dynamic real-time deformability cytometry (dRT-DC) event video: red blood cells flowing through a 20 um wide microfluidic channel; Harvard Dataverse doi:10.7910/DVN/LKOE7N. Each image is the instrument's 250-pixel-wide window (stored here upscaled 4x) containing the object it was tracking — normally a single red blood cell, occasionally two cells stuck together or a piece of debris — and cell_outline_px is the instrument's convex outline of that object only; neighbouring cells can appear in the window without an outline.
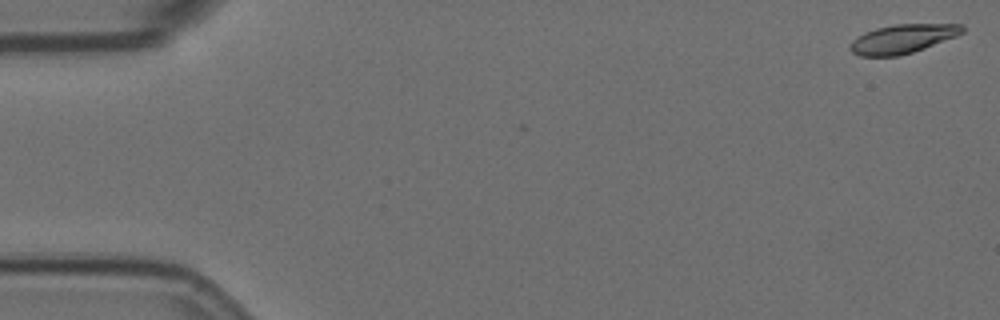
{"species": "Egyptian fruit bat (a non-hibernating species)", "species_latin": "Rousettus aegyptiacus", "temperature_condition": "room temperature", "stored_images_in_passage": 59, "camera_frame_rate_fps": 3000, "um_per_image_px": 0.085, "animal": {"sex": "female"}, "frame": {"image": 1, "passage_image": 2, "time_ms": 0.333, "image_size_px": [1000, 320], "cell_outline_px": [[964, 32], [956, 36], [924, 48], [900, 56], [860, 56], [852, 52], [848, 48], [852, 40], [856, 36], [864, 32], [876, 28], [896, 24], [964, 24]], "centroid_in_image_um": [76.69, 3.3], "position_along_channel_um": 8.3, "area_um2": 18.96}}
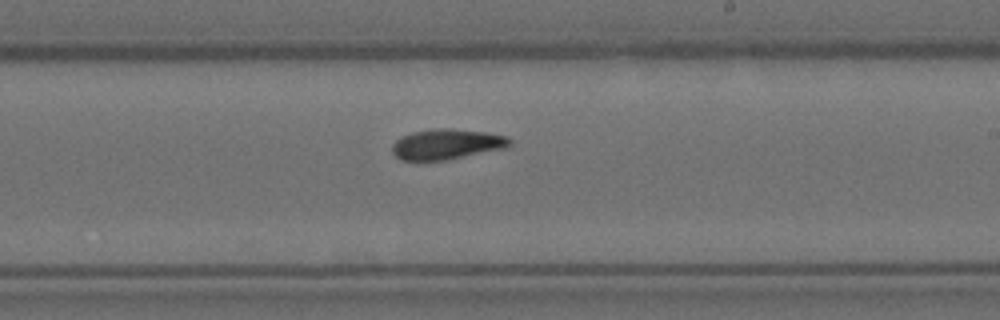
{"frame": {"image": 2, "passage_image": 35, "time_ms": 11.333, "image_size_px": [1000, 320], "cell_outline_px": [[512, 144], [504, 148], [444, 160], [400, 160], [392, 152], [392, 144], [400, 136], [412, 132], [436, 128], [448, 128], [488, 132], [508, 136], [512, 140]], "centroid_in_image_um": [37.96, 12.24], "position_along_channel_um": 251.0, "area_um2": 20.81}}
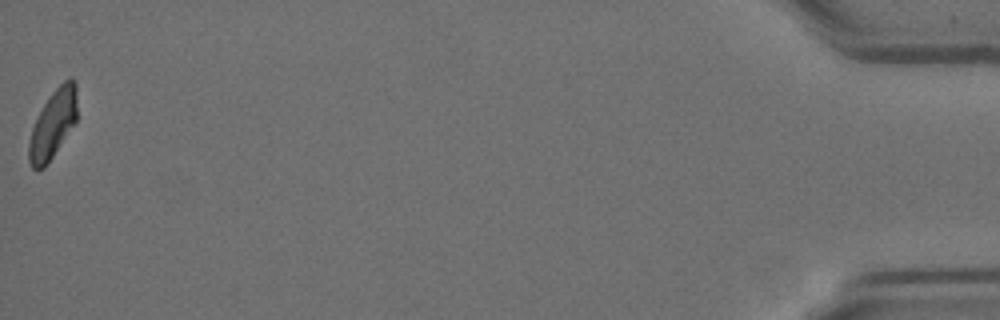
{"frame": {"image": 3, "passage_image": 59, "time_ms": 19.333, "image_size_px": [1000, 320], "cell_outline_px": [[76, 120], [44, 168], [32, 168], [28, 160], [28, 144], [32, 128], [44, 104], [52, 92], [68, 76], [72, 76], [76, 80]], "centroid_in_image_um": [4.5, 10.5], "position_along_channel_um": 430.7, "area_um2": 18.79}, "authors_computed_cell_mechanics": {"area_um2": 20.1722, "velocity_mm_per_s": 3.4992, "shape_relaxation_time_tau1_ms": 7.1376, "shape_relaxation_time_tau2_ms": 2.9103, "deformation_change_tau1": 0.2012, "deformation_change_tau2": 0.0903}}